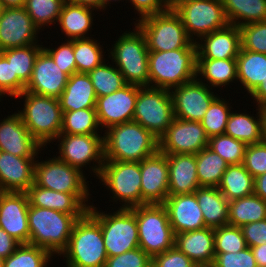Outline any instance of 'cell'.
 Wrapping results in <instances>:
<instances>
[{"mask_svg": "<svg viewBox=\"0 0 266 267\" xmlns=\"http://www.w3.org/2000/svg\"><path fill=\"white\" fill-rule=\"evenodd\" d=\"M25 0H0V8L24 7Z\"/></svg>", "mask_w": 266, "mask_h": 267, "instance_id": "obj_62", "label": "cell"}, {"mask_svg": "<svg viewBox=\"0 0 266 267\" xmlns=\"http://www.w3.org/2000/svg\"><path fill=\"white\" fill-rule=\"evenodd\" d=\"M122 34L111 50L112 60L126 84L149 86V51L141 30Z\"/></svg>", "mask_w": 266, "mask_h": 267, "instance_id": "obj_8", "label": "cell"}, {"mask_svg": "<svg viewBox=\"0 0 266 267\" xmlns=\"http://www.w3.org/2000/svg\"><path fill=\"white\" fill-rule=\"evenodd\" d=\"M98 177L114 199L125 202L120 208L142 205L140 162L105 160Z\"/></svg>", "mask_w": 266, "mask_h": 267, "instance_id": "obj_11", "label": "cell"}, {"mask_svg": "<svg viewBox=\"0 0 266 267\" xmlns=\"http://www.w3.org/2000/svg\"><path fill=\"white\" fill-rule=\"evenodd\" d=\"M28 207L26 193L0 192V228L20 244L29 243Z\"/></svg>", "mask_w": 266, "mask_h": 267, "instance_id": "obj_20", "label": "cell"}, {"mask_svg": "<svg viewBox=\"0 0 266 267\" xmlns=\"http://www.w3.org/2000/svg\"><path fill=\"white\" fill-rule=\"evenodd\" d=\"M64 2L79 4L81 6H87L94 9H101V0H64Z\"/></svg>", "mask_w": 266, "mask_h": 267, "instance_id": "obj_61", "label": "cell"}, {"mask_svg": "<svg viewBox=\"0 0 266 267\" xmlns=\"http://www.w3.org/2000/svg\"><path fill=\"white\" fill-rule=\"evenodd\" d=\"M262 114H263L264 140L266 141V109L262 110Z\"/></svg>", "mask_w": 266, "mask_h": 267, "instance_id": "obj_64", "label": "cell"}, {"mask_svg": "<svg viewBox=\"0 0 266 267\" xmlns=\"http://www.w3.org/2000/svg\"><path fill=\"white\" fill-rule=\"evenodd\" d=\"M88 212L100 223L108 257L139 247L136 215L131 209L119 208L113 214H104L91 205Z\"/></svg>", "mask_w": 266, "mask_h": 267, "instance_id": "obj_9", "label": "cell"}, {"mask_svg": "<svg viewBox=\"0 0 266 267\" xmlns=\"http://www.w3.org/2000/svg\"><path fill=\"white\" fill-rule=\"evenodd\" d=\"M19 245L20 243L17 240L0 228V257L8 258Z\"/></svg>", "mask_w": 266, "mask_h": 267, "instance_id": "obj_57", "label": "cell"}, {"mask_svg": "<svg viewBox=\"0 0 266 267\" xmlns=\"http://www.w3.org/2000/svg\"><path fill=\"white\" fill-rule=\"evenodd\" d=\"M30 206L47 208L74 215L77 219L83 217L91 207L87 206L90 194H71L57 192L36 184H32L26 192ZM84 202V203H83Z\"/></svg>", "mask_w": 266, "mask_h": 267, "instance_id": "obj_22", "label": "cell"}, {"mask_svg": "<svg viewBox=\"0 0 266 267\" xmlns=\"http://www.w3.org/2000/svg\"><path fill=\"white\" fill-rule=\"evenodd\" d=\"M196 267H213V265H197Z\"/></svg>", "mask_w": 266, "mask_h": 267, "instance_id": "obj_67", "label": "cell"}, {"mask_svg": "<svg viewBox=\"0 0 266 267\" xmlns=\"http://www.w3.org/2000/svg\"><path fill=\"white\" fill-rule=\"evenodd\" d=\"M266 218V201L256 194L228 202V224L242 227Z\"/></svg>", "mask_w": 266, "mask_h": 267, "instance_id": "obj_34", "label": "cell"}, {"mask_svg": "<svg viewBox=\"0 0 266 267\" xmlns=\"http://www.w3.org/2000/svg\"><path fill=\"white\" fill-rule=\"evenodd\" d=\"M99 122L96 108L63 112L62 129L60 134H97Z\"/></svg>", "mask_w": 266, "mask_h": 267, "instance_id": "obj_40", "label": "cell"}, {"mask_svg": "<svg viewBox=\"0 0 266 267\" xmlns=\"http://www.w3.org/2000/svg\"><path fill=\"white\" fill-rule=\"evenodd\" d=\"M257 110L259 118L255 117V119L244 113H230L225 134L246 145L262 142L264 140L263 114L261 109Z\"/></svg>", "mask_w": 266, "mask_h": 267, "instance_id": "obj_31", "label": "cell"}, {"mask_svg": "<svg viewBox=\"0 0 266 267\" xmlns=\"http://www.w3.org/2000/svg\"><path fill=\"white\" fill-rule=\"evenodd\" d=\"M4 266V258L0 257V267Z\"/></svg>", "mask_w": 266, "mask_h": 267, "instance_id": "obj_66", "label": "cell"}, {"mask_svg": "<svg viewBox=\"0 0 266 267\" xmlns=\"http://www.w3.org/2000/svg\"><path fill=\"white\" fill-rule=\"evenodd\" d=\"M254 194L266 201V173L254 178Z\"/></svg>", "mask_w": 266, "mask_h": 267, "instance_id": "obj_60", "label": "cell"}, {"mask_svg": "<svg viewBox=\"0 0 266 267\" xmlns=\"http://www.w3.org/2000/svg\"><path fill=\"white\" fill-rule=\"evenodd\" d=\"M213 267H257L250 247L235 253H215Z\"/></svg>", "mask_w": 266, "mask_h": 267, "instance_id": "obj_53", "label": "cell"}, {"mask_svg": "<svg viewBox=\"0 0 266 267\" xmlns=\"http://www.w3.org/2000/svg\"><path fill=\"white\" fill-rule=\"evenodd\" d=\"M142 205L163 204L169 195L167 155L158 151L140 161Z\"/></svg>", "mask_w": 266, "mask_h": 267, "instance_id": "obj_19", "label": "cell"}, {"mask_svg": "<svg viewBox=\"0 0 266 267\" xmlns=\"http://www.w3.org/2000/svg\"><path fill=\"white\" fill-rule=\"evenodd\" d=\"M97 96L88 74L74 73L69 76L63 93L59 97L63 112L96 107Z\"/></svg>", "mask_w": 266, "mask_h": 267, "instance_id": "obj_29", "label": "cell"}, {"mask_svg": "<svg viewBox=\"0 0 266 267\" xmlns=\"http://www.w3.org/2000/svg\"><path fill=\"white\" fill-rule=\"evenodd\" d=\"M230 25L266 21V0H221ZM241 20H245L240 21Z\"/></svg>", "mask_w": 266, "mask_h": 267, "instance_id": "obj_36", "label": "cell"}, {"mask_svg": "<svg viewBox=\"0 0 266 267\" xmlns=\"http://www.w3.org/2000/svg\"><path fill=\"white\" fill-rule=\"evenodd\" d=\"M63 4L64 0H25L24 9L40 30L43 25L58 21Z\"/></svg>", "mask_w": 266, "mask_h": 267, "instance_id": "obj_44", "label": "cell"}, {"mask_svg": "<svg viewBox=\"0 0 266 267\" xmlns=\"http://www.w3.org/2000/svg\"><path fill=\"white\" fill-rule=\"evenodd\" d=\"M64 135V136H63ZM61 138L59 149V159L82 171V167L90 161L97 162L98 165L92 171L100 175L104 164V136L86 134H59Z\"/></svg>", "mask_w": 266, "mask_h": 267, "instance_id": "obj_14", "label": "cell"}, {"mask_svg": "<svg viewBox=\"0 0 266 267\" xmlns=\"http://www.w3.org/2000/svg\"><path fill=\"white\" fill-rule=\"evenodd\" d=\"M77 220L71 214L29 205V244L42 247L51 254L61 255L68 246Z\"/></svg>", "mask_w": 266, "mask_h": 267, "instance_id": "obj_2", "label": "cell"}, {"mask_svg": "<svg viewBox=\"0 0 266 267\" xmlns=\"http://www.w3.org/2000/svg\"><path fill=\"white\" fill-rule=\"evenodd\" d=\"M53 256L49 251L32 244H20L16 250L4 259L3 267H46Z\"/></svg>", "mask_w": 266, "mask_h": 267, "instance_id": "obj_42", "label": "cell"}, {"mask_svg": "<svg viewBox=\"0 0 266 267\" xmlns=\"http://www.w3.org/2000/svg\"><path fill=\"white\" fill-rule=\"evenodd\" d=\"M230 111L224 99L221 100L219 97H216L212 101L204 118L200 121L209 138L225 133Z\"/></svg>", "mask_w": 266, "mask_h": 267, "instance_id": "obj_46", "label": "cell"}, {"mask_svg": "<svg viewBox=\"0 0 266 267\" xmlns=\"http://www.w3.org/2000/svg\"><path fill=\"white\" fill-rule=\"evenodd\" d=\"M257 267H266V244L250 247Z\"/></svg>", "mask_w": 266, "mask_h": 267, "instance_id": "obj_59", "label": "cell"}, {"mask_svg": "<svg viewBox=\"0 0 266 267\" xmlns=\"http://www.w3.org/2000/svg\"><path fill=\"white\" fill-rule=\"evenodd\" d=\"M41 147L43 146L30 134L18 113L0 122V151L35 158Z\"/></svg>", "mask_w": 266, "mask_h": 267, "instance_id": "obj_23", "label": "cell"}, {"mask_svg": "<svg viewBox=\"0 0 266 267\" xmlns=\"http://www.w3.org/2000/svg\"><path fill=\"white\" fill-rule=\"evenodd\" d=\"M195 78H197L196 43L190 49L149 52L150 87L171 91V88L190 82Z\"/></svg>", "mask_w": 266, "mask_h": 267, "instance_id": "obj_3", "label": "cell"}, {"mask_svg": "<svg viewBox=\"0 0 266 267\" xmlns=\"http://www.w3.org/2000/svg\"><path fill=\"white\" fill-rule=\"evenodd\" d=\"M34 159L0 151V192L26 193L34 183Z\"/></svg>", "mask_w": 266, "mask_h": 267, "instance_id": "obj_25", "label": "cell"}, {"mask_svg": "<svg viewBox=\"0 0 266 267\" xmlns=\"http://www.w3.org/2000/svg\"><path fill=\"white\" fill-rule=\"evenodd\" d=\"M163 205L174 234L207 227L195 193L168 195Z\"/></svg>", "mask_w": 266, "mask_h": 267, "instance_id": "obj_24", "label": "cell"}, {"mask_svg": "<svg viewBox=\"0 0 266 267\" xmlns=\"http://www.w3.org/2000/svg\"><path fill=\"white\" fill-rule=\"evenodd\" d=\"M241 229L248 247L266 244V218L245 224Z\"/></svg>", "mask_w": 266, "mask_h": 267, "instance_id": "obj_55", "label": "cell"}, {"mask_svg": "<svg viewBox=\"0 0 266 267\" xmlns=\"http://www.w3.org/2000/svg\"><path fill=\"white\" fill-rule=\"evenodd\" d=\"M26 85L17 77L13 76L11 63L0 52V96L8 94L16 97L25 90Z\"/></svg>", "mask_w": 266, "mask_h": 267, "instance_id": "obj_50", "label": "cell"}, {"mask_svg": "<svg viewBox=\"0 0 266 267\" xmlns=\"http://www.w3.org/2000/svg\"><path fill=\"white\" fill-rule=\"evenodd\" d=\"M208 144L209 137L201 122L174 118L159 139V151L163 154H197Z\"/></svg>", "mask_w": 266, "mask_h": 267, "instance_id": "obj_15", "label": "cell"}, {"mask_svg": "<svg viewBox=\"0 0 266 267\" xmlns=\"http://www.w3.org/2000/svg\"><path fill=\"white\" fill-rule=\"evenodd\" d=\"M104 267H152V258L140 247L108 257Z\"/></svg>", "mask_w": 266, "mask_h": 267, "instance_id": "obj_51", "label": "cell"}, {"mask_svg": "<svg viewBox=\"0 0 266 267\" xmlns=\"http://www.w3.org/2000/svg\"><path fill=\"white\" fill-rule=\"evenodd\" d=\"M138 86L126 84L121 89L103 96L97 97L96 113L100 127L109 128L133 120Z\"/></svg>", "mask_w": 266, "mask_h": 267, "instance_id": "obj_18", "label": "cell"}, {"mask_svg": "<svg viewBox=\"0 0 266 267\" xmlns=\"http://www.w3.org/2000/svg\"><path fill=\"white\" fill-rule=\"evenodd\" d=\"M175 246L196 265H211L215 259L214 228L175 234Z\"/></svg>", "mask_w": 266, "mask_h": 267, "instance_id": "obj_28", "label": "cell"}, {"mask_svg": "<svg viewBox=\"0 0 266 267\" xmlns=\"http://www.w3.org/2000/svg\"><path fill=\"white\" fill-rule=\"evenodd\" d=\"M136 215L139 247L151 258L175 246V234L163 204L130 208Z\"/></svg>", "mask_w": 266, "mask_h": 267, "instance_id": "obj_7", "label": "cell"}, {"mask_svg": "<svg viewBox=\"0 0 266 267\" xmlns=\"http://www.w3.org/2000/svg\"><path fill=\"white\" fill-rule=\"evenodd\" d=\"M237 60V80L252 93L266 79V54L240 50Z\"/></svg>", "mask_w": 266, "mask_h": 267, "instance_id": "obj_32", "label": "cell"}, {"mask_svg": "<svg viewBox=\"0 0 266 267\" xmlns=\"http://www.w3.org/2000/svg\"><path fill=\"white\" fill-rule=\"evenodd\" d=\"M202 75L211 86H223L237 80L236 59L197 60V76Z\"/></svg>", "mask_w": 266, "mask_h": 267, "instance_id": "obj_38", "label": "cell"}, {"mask_svg": "<svg viewBox=\"0 0 266 267\" xmlns=\"http://www.w3.org/2000/svg\"><path fill=\"white\" fill-rule=\"evenodd\" d=\"M194 79L173 88L170 92L174 116L187 121H201L209 105L217 97L210 91V86ZM208 86V87H207Z\"/></svg>", "mask_w": 266, "mask_h": 267, "instance_id": "obj_16", "label": "cell"}, {"mask_svg": "<svg viewBox=\"0 0 266 267\" xmlns=\"http://www.w3.org/2000/svg\"><path fill=\"white\" fill-rule=\"evenodd\" d=\"M197 265L182 253L176 246L155 255L152 258V267H196Z\"/></svg>", "mask_w": 266, "mask_h": 267, "instance_id": "obj_54", "label": "cell"}, {"mask_svg": "<svg viewBox=\"0 0 266 267\" xmlns=\"http://www.w3.org/2000/svg\"><path fill=\"white\" fill-rule=\"evenodd\" d=\"M202 44L196 42L197 60L236 59L241 50V34L239 27H227L204 35Z\"/></svg>", "mask_w": 266, "mask_h": 267, "instance_id": "obj_26", "label": "cell"}, {"mask_svg": "<svg viewBox=\"0 0 266 267\" xmlns=\"http://www.w3.org/2000/svg\"><path fill=\"white\" fill-rule=\"evenodd\" d=\"M37 33L24 7L0 8V52L36 44Z\"/></svg>", "mask_w": 266, "mask_h": 267, "instance_id": "obj_17", "label": "cell"}, {"mask_svg": "<svg viewBox=\"0 0 266 267\" xmlns=\"http://www.w3.org/2000/svg\"><path fill=\"white\" fill-rule=\"evenodd\" d=\"M83 171L55 157L44 162H35L34 184L57 192L89 194Z\"/></svg>", "mask_w": 266, "mask_h": 267, "instance_id": "obj_13", "label": "cell"}, {"mask_svg": "<svg viewBox=\"0 0 266 267\" xmlns=\"http://www.w3.org/2000/svg\"><path fill=\"white\" fill-rule=\"evenodd\" d=\"M143 19L167 11L164 0H130Z\"/></svg>", "mask_w": 266, "mask_h": 267, "instance_id": "obj_56", "label": "cell"}, {"mask_svg": "<svg viewBox=\"0 0 266 267\" xmlns=\"http://www.w3.org/2000/svg\"><path fill=\"white\" fill-rule=\"evenodd\" d=\"M104 135V160L140 162L159 151V139L136 121L111 126Z\"/></svg>", "mask_w": 266, "mask_h": 267, "instance_id": "obj_1", "label": "cell"}, {"mask_svg": "<svg viewBox=\"0 0 266 267\" xmlns=\"http://www.w3.org/2000/svg\"><path fill=\"white\" fill-rule=\"evenodd\" d=\"M239 30L242 50L266 54V21L249 23Z\"/></svg>", "mask_w": 266, "mask_h": 267, "instance_id": "obj_48", "label": "cell"}, {"mask_svg": "<svg viewBox=\"0 0 266 267\" xmlns=\"http://www.w3.org/2000/svg\"><path fill=\"white\" fill-rule=\"evenodd\" d=\"M251 96L256 100L259 109H266V79L259 84L251 93Z\"/></svg>", "mask_w": 266, "mask_h": 267, "instance_id": "obj_58", "label": "cell"}, {"mask_svg": "<svg viewBox=\"0 0 266 267\" xmlns=\"http://www.w3.org/2000/svg\"><path fill=\"white\" fill-rule=\"evenodd\" d=\"M208 147L223 158L228 165L243 164L247 145L227 134L209 138Z\"/></svg>", "mask_w": 266, "mask_h": 267, "instance_id": "obj_45", "label": "cell"}, {"mask_svg": "<svg viewBox=\"0 0 266 267\" xmlns=\"http://www.w3.org/2000/svg\"><path fill=\"white\" fill-rule=\"evenodd\" d=\"M194 0H164L165 6L167 10L174 11L180 5Z\"/></svg>", "mask_w": 266, "mask_h": 267, "instance_id": "obj_63", "label": "cell"}, {"mask_svg": "<svg viewBox=\"0 0 266 267\" xmlns=\"http://www.w3.org/2000/svg\"><path fill=\"white\" fill-rule=\"evenodd\" d=\"M92 10L95 9L64 2L57 22L70 40L88 38L85 34L92 25Z\"/></svg>", "mask_w": 266, "mask_h": 267, "instance_id": "obj_33", "label": "cell"}, {"mask_svg": "<svg viewBox=\"0 0 266 267\" xmlns=\"http://www.w3.org/2000/svg\"><path fill=\"white\" fill-rule=\"evenodd\" d=\"M197 176L200 187H218L221 178L229 166L208 146L196 154Z\"/></svg>", "mask_w": 266, "mask_h": 267, "instance_id": "obj_37", "label": "cell"}, {"mask_svg": "<svg viewBox=\"0 0 266 267\" xmlns=\"http://www.w3.org/2000/svg\"><path fill=\"white\" fill-rule=\"evenodd\" d=\"M247 247L241 227L227 224L214 228L215 253H235Z\"/></svg>", "mask_w": 266, "mask_h": 267, "instance_id": "obj_47", "label": "cell"}, {"mask_svg": "<svg viewBox=\"0 0 266 267\" xmlns=\"http://www.w3.org/2000/svg\"><path fill=\"white\" fill-rule=\"evenodd\" d=\"M42 49V45L40 47V45L31 44L24 47L6 49L1 53L11 63L13 76H17L27 85L33 73L35 60Z\"/></svg>", "mask_w": 266, "mask_h": 267, "instance_id": "obj_39", "label": "cell"}, {"mask_svg": "<svg viewBox=\"0 0 266 267\" xmlns=\"http://www.w3.org/2000/svg\"><path fill=\"white\" fill-rule=\"evenodd\" d=\"M69 76L61 71L51 56L42 49L34 63L33 73L24 91L59 98Z\"/></svg>", "mask_w": 266, "mask_h": 267, "instance_id": "obj_21", "label": "cell"}, {"mask_svg": "<svg viewBox=\"0 0 266 267\" xmlns=\"http://www.w3.org/2000/svg\"><path fill=\"white\" fill-rule=\"evenodd\" d=\"M243 165L255 178L266 173V141L247 145Z\"/></svg>", "mask_w": 266, "mask_h": 267, "instance_id": "obj_49", "label": "cell"}, {"mask_svg": "<svg viewBox=\"0 0 266 267\" xmlns=\"http://www.w3.org/2000/svg\"><path fill=\"white\" fill-rule=\"evenodd\" d=\"M99 44L89 37L73 39L76 73L88 74L104 62V55Z\"/></svg>", "mask_w": 266, "mask_h": 267, "instance_id": "obj_41", "label": "cell"}, {"mask_svg": "<svg viewBox=\"0 0 266 267\" xmlns=\"http://www.w3.org/2000/svg\"><path fill=\"white\" fill-rule=\"evenodd\" d=\"M143 33L149 52H167L176 49H190L195 43L174 12H165L138 19L135 23Z\"/></svg>", "mask_w": 266, "mask_h": 267, "instance_id": "obj_6", "label": "cell"}, {"mask_svg": "<svg viewBox=\"0 0 266 267\" xmlns=\"http://www.w3.org/2000/svg\"><path fill=\"white\" fill-rule=\"evenodd\" d=\"M207 227L228 224V200L217 187H199L195 192Z\"/></svg>", "mask_w": 266, "mask_h": 267, "instance_id": "obj_30", "label": "cell"}, {"mask_svg": "<svg viewBox=\"0 0 266 267\" xmlns=\"http://www.w3.org/2000/svg\"><path fill=\"white\" fill-rule=\"evenodd\" d=\"M68 267H104L108 258L100 223L87 212L73 227L68 246L61 253Z\"/></svg>", "mask_w": 266, "mask_h": 267, "instance_id": "obj_4", "label": "cell"}, {"mask_svg": "<svg viewBox=\"0 0 266 267\" xmlns=\"http://www.w3.org/2000/svg\"><path fill=\"white\" fill-rule=\"evenodd\" d=\"M170 90L150 86H138L133 121L142 125L160 139L174 120Z\"/></svg>", "mask_w": 266, "mask_h": 267, "instance_id": "obj_10", "label": "cell"}, {"mask_svg": "<svg viewBox=\"0 0 266 267\" xmlns=\"http://www.w3.org/2000/svg\"><path fill=\"white\" fill-rule=\"evenodd\" d=\"M43 49L51 56L55 64L66 73L68 76L76 73V60L73 49V40H67L58 48L48 49L43 47Z\"/></svg>", "mask_w": 266, "mask_h": 267, "instance_id": "obj_52", "label": "cell"}, {"mask_svg": "<svg viewBox=\"0 0 266 267\" xmlns=\"http://www.w3.org/2000/svg\"><path fill=\"white\" fill-rule=\"evenodd\" d=\"M174 12L180 17L190 38L193 34L201 38L229 25L221 0L189 1Z\"/></svg>", "mask_w": 266, "mask_h": 267, "instance_id": "obj_12", "label": "cell"}, {"mask_svg": "<svg viewBox=\"0 0 266 267\" xmlns=\"http://www.w3.org/2000/svg\"><path fill=\"white\" fill-rule=\"evenodd\" d=\"M112 0H101V9H104V8H106L105 6L107 5V4H109V2H111ZM114 1H117V0H114ZM118 1H120V0H118Z\"/></svg>", "mask_w": 266, "mask_h": 267, "instance_id": "obj_65", "label": "cell"}, {"mask_svg": "<svg viewBox=\"0 0 266 267\" xmlns=\"http://www.w3.org/2000/svg\"><path fill=\"white\" fill-rule=\"evenodd\" d=\"M97 97L109 95L126 85L123 75L115 67L102 63L88 73Z\"/></svg>", "mask_w": 266, "mask_h": 267, "instance_id": "obj_43", "label": "cell"}, {"mask_svg": "<svg viewBox=\"0 0 266 267\" xmlns=\"http://www.w3.org/2000/svg\"><path fill=\"white\" fill-rule=\"evenodd\" d=\"M169 195L194 193L199 187L196 154H166Z\"/></svg>", "mask_w": 266, "mask_h": 267, "instance_id": "obj_27", "label": "cell"}, {"mask_svg": "<svg viewBox=\"0 0 266 267\" xmlns=\"http://www.w3.org/2000/svg\"><path fill=\"white\" fill-rule=\"evenodd\" d=\"M217 188L228 201L243 198L254 194V177L243 164L229 165Z\"/></svg>", "mask_w": 266, "mask_h": 267, "instance_id": "obj_35", "label": "cell"}, {"mask_svg": "<svg viewBox=\"0 0 266 267\" xmlns=\"http://www.w3.org/2000/svg\"><path fill=\"white\" fill-rule=\"evenodd\" d=\"M25 97L24 108L18 114L30 134L44 147L56 140L62 129L63 113L59 98L41 96L23 91L16 97Z\"/></svg>", "mask_w": 266, "mask_h": 267, "instance_id": "obj_5", "label": "cell"}]
</instances>
